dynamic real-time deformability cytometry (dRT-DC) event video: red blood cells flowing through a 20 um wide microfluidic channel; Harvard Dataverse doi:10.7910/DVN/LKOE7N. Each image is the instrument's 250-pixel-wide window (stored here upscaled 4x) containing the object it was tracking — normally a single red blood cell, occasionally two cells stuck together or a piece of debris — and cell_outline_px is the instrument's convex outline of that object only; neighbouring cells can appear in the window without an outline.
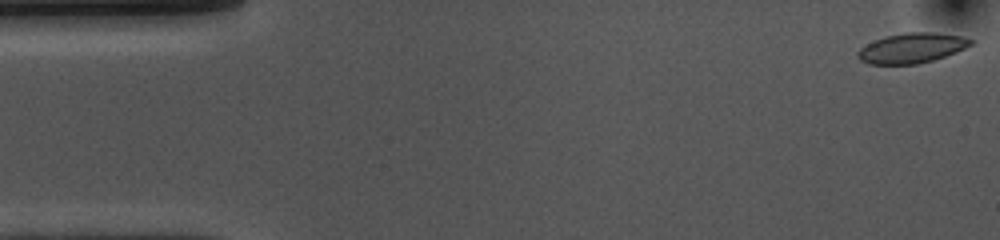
{"species": "common noctule bat (a hibernating species)", "species_latin": "Nyctalus noctula", "temperature_condition": "cold", "stored_images_in_passage": 55, "camera_frame_rate_fps": 3000, "um_per_image_px": 0.085, "animal": {"sex": "female", "body_mass_g": 10.0, "forearm_length_mm": 53.1}, "frame": {"image": 1, "passage_image": 1, "time_ms": 0.0, "image_size_px": [1000, 240], "cell_outline_px": [[972, 44], [964, 48], [944, 56], [932, 60], [916, 64], [868, 64], [860, 60], [856, 56], [856, 52], [860, 48], [876, 40], [888, 36], [904, 32], [936, 32], [960, 36], [972, 40]], "centroid_in_image_um": [77.46, 4.08], "position_along_channel_um": 7.5, "area_um2": 19.48}}
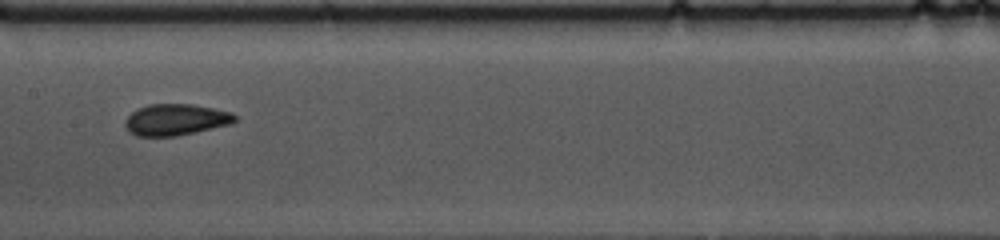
{"frame": {"image": 2, "passage_image": 26, "time_ms": 8.333, "image_size_px": [1000, 240], "cell_outline_px": [[236, 120], [228, 124], [176, 136], [136, 136], [124, 124], [124, 120], [132, 112], [148, 104], [192, 104], [232, 112], [236, 116]], "centroid_in_image_um": [14.92, 10.16], "position_along_channel_um": 192.5, "area_um2": 19.71}}
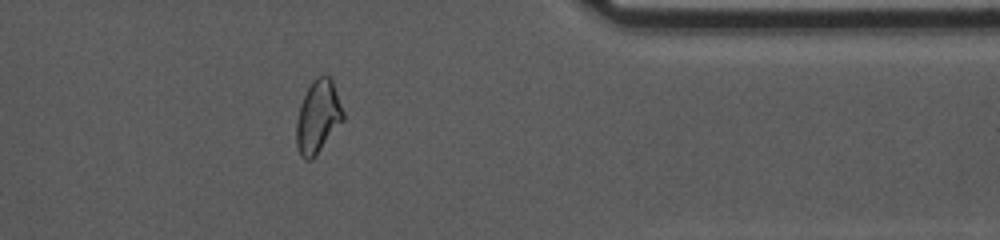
{"frame": {"image": 3, "passage_image": 44, "time_ms": 14.333, "image_size_px": [1000, 240], "cell_outline_px": [[344, 120], [312, 160], [304, 160], [300, 156], [296, 144], [296, 120], [300, 104], [312, 80], [316, 76], [324, 72], [332, 80], [344, 112]], "centroid_in_image_um": [27.02, 9.92], "position_along_channel_um": 384.4, "area_um2": 20.06}, "authors_computed_cell_mechanics": {"area_um2": 19.8832, "velocity_mm_per_s": 3.5406, "shape_relaxation_time_tau1_ms": 9.9142, "shape_relaxation_time_tau2_ms": 2.2044, "deformation_change_tau1": 0.1692, "deformation_change_tau2": 0.0522}}